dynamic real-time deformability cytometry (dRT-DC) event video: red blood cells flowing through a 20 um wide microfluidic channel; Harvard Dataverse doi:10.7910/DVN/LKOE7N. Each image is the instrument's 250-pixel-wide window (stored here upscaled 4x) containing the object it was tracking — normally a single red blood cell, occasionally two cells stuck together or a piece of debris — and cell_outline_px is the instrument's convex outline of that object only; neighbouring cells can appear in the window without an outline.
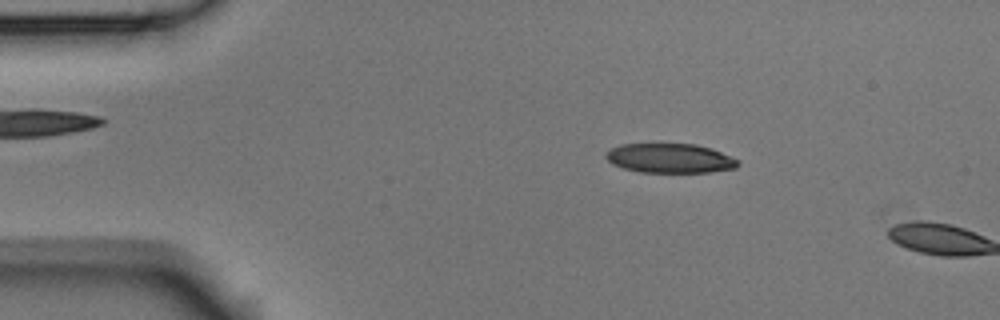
{"species": "Egyptian fruit bat (a non-hibernating species)", "species_latin": "Rousettus aegyptiacus", "temperature_condition": "room temperature", "stored_images_in_passage": 3, "camera_frame_rate_fps": 3000, "um_per_image_px": 0.085, "animal": {"sex": "male"}, "frame": {"image": 1, "passage_image": 2, "time_ms": 0.333, "image_size_px": [1000, 320], "cell_outline_px": [[740, 164], [736, 168], [712, 172], [640, 172], [624, 168], [612, 164], [604, 156], [604, 152], [620, 144], [696, 144], [712, 148], [740, 160]], "centroid_in_image_um": [56.96, 13.45], "position_along_channel_um": 28.0, "area_um2": 22.83}}